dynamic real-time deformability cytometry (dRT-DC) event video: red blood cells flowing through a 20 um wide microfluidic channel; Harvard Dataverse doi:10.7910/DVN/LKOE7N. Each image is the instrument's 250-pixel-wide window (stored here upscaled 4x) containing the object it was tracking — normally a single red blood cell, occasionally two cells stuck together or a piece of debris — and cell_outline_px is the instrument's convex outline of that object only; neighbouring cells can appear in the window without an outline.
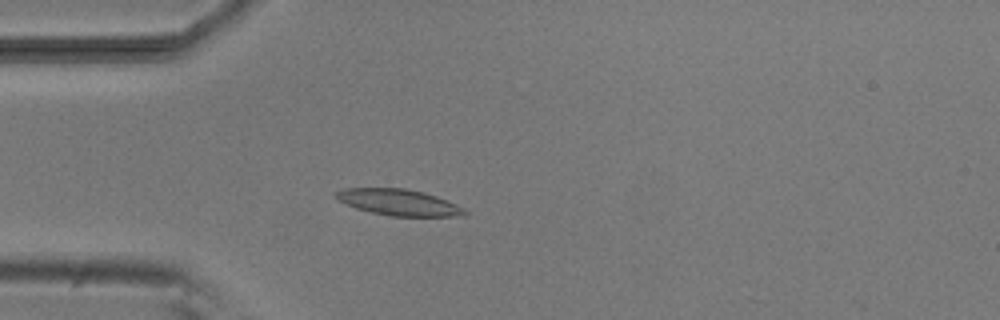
{"species": "common noctule bat (a hibernating species)", "species_latin": "Nyctalus noctula", "temperature_condition": "room temperature", "stored_images_in_passage": 43, "camera_frame_rate_fps": 3000, "um_per_image_px": 0.085, "animal": {"sex": "male", "body_mass_g": 20.5, "forearm_length_mm": 52.5}, "frame": {"image": 1, "passage_image": 8, "time_ms": 2.333, "image_size_px": [1000, 320], "cell_outline_px": [[468, 212], [464, 216], [388, 216], [356, 208], [340, 200], [336, 196], [336, 192], [344, 188], [404, 188], [436, 196], [456, 204], [464, 208]], "centroid_in_image_um": [33.93, 17.2], "position_along_channel_um": 51.1, "area_um2": 19.36}}
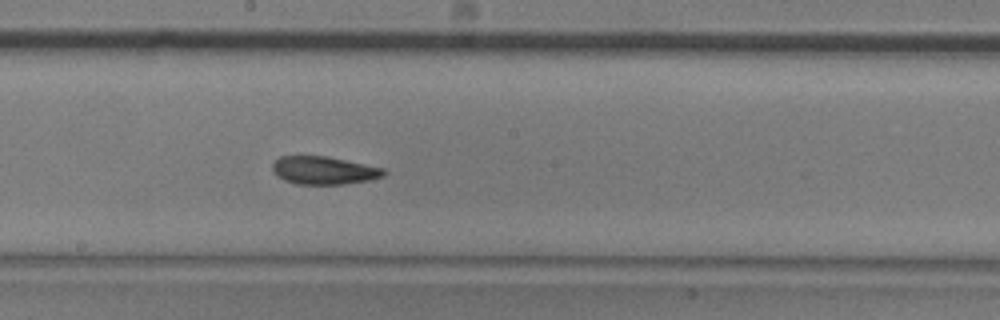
{"frame": {"image": 2, "passage_image": 22, "time_ms": 7.0, "image_size_px": [1000, 320], "cell_outline_px": [[388, 172], [384, 176], [368, 180], [344, 184], [296, 184], [284, 180], [276, 176], [272, 172], [272, 164], [280, 156], [328, 156], [384, 168]], "centroid_in_image_um": [27.52, 14.48], "position_along_channel_um": 220.7, "area_um2": 18.26}}
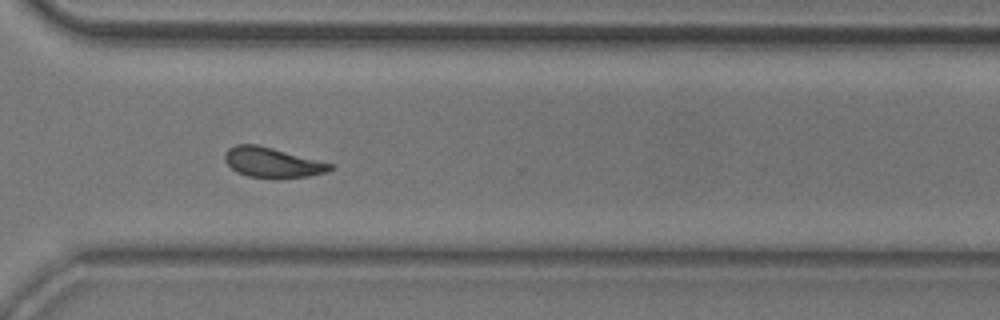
{"frame": {"image": 3, "passage_image": 32, "time_ms": 10.333, "image_size_px": [1000, 320], "cell_outline_px": [[332, 168], [324, 172], [308, 176], [272, 180], [248, 176], [236, 172], [224, 160], [224, 152], [228, 148], [236, 144], [256, 144], [272, 148], [332, 164]], "centroid_in_image_um": [23.07, 13.83], "position_along_channel_um": 347.5, "area_um2": 18.5}, "authors_computed_cell_mechanics": {"area_um2": 18.4382, "velocity_mm_per_s": 3.8177, "shape_relaxation_time_tau1_ms": 5.9668, "shape_relaxation_time_tau2_ms": 2.525, "deformation_change_tau1": 0.1475, "deformation_change_tau2": 0.0905}}